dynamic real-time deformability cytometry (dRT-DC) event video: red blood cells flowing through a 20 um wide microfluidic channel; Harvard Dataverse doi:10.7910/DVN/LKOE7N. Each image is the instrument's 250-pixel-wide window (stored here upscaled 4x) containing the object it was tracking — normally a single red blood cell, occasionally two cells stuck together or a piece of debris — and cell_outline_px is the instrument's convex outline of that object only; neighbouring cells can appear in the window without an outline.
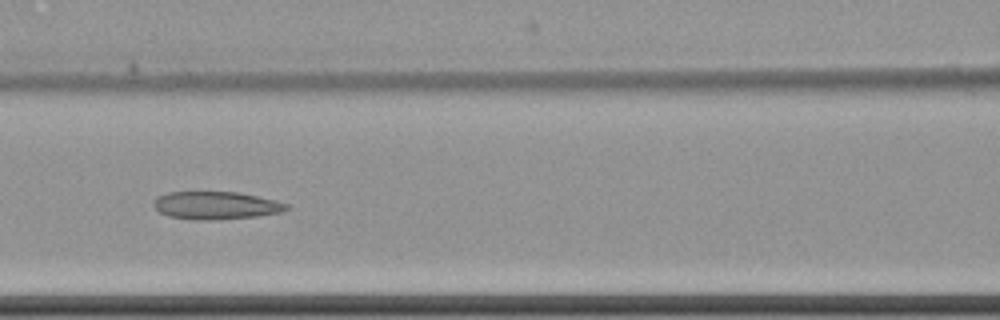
{"species": "common noctule bat (a hibernating species)", "species_latin": "Nyctalus noctula", "temperature_condition": "cold", "stored_images_in_passage": 10, "camera_frame_rate_fps": 3000, "um_per_image_px": 0.085, "animal": {"sex": "female", "body_mass_g": 22.7, "forearm_length_mm": 54.2}, "frame": {"image": 1, "passage_image": 7, "time_ms": 7.333, "image_size_px": [1000, 320], "cell_outline_px": [[288, 208], [280, 212], [256, 216], [212, 220], [192, 220], [168, 216], [160, 212], [152, 204], [160, 196], [168, 192], [240, 192], [276, 200], [288, 204]], "centroid_in_image_um": [18.36, 17.46], "position_along_channel_um": 148.2, "area_um2": 21.39}}
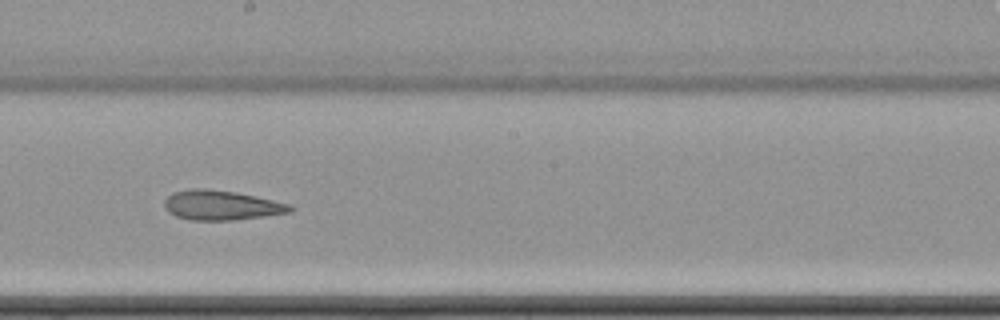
{"frame": {"image": 2, "passage_image": 9, "time_ms": 9.667, "image_size_px": [1000, 320], "cell_outline_px": [[296, 208], [292, 212], [264, 216], [232, 220], [192, 220], [176, 216], [168, 212], [164, 208], [164, 200], [172, 192], [192, 188], [208, 188], [236, 192], [292, 204]], "centroid_in_image_um": [18.82, 17.44], "position_along_channel_um": 229.4, "area_um2": 21.96}}
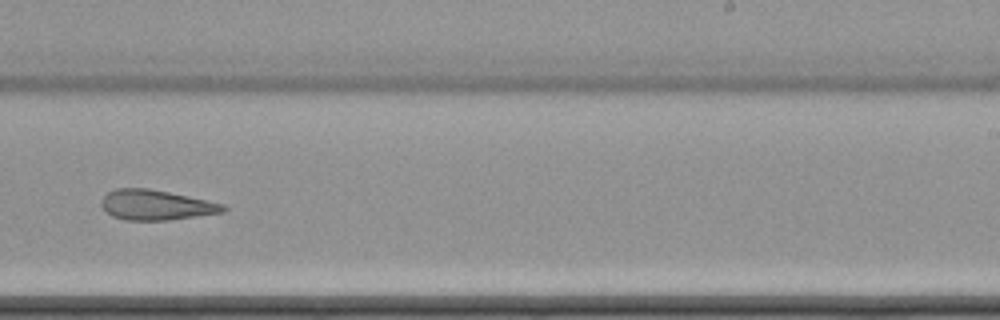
{"frame": {"image": 3, "passage_image": 10, "time_ms": 11.0, "image_size_px": [1000, 320], "cell_outline_px": [[228, 208], [224, 212], [168, 220], [124, 220], [112, 216], [100, 204], [100, 200], [108, 192], [116, 188], [148, 188], [188, 196], [224, 204]], "centroid_in_image_um": [13.25, 17.42], "position_along_channel_um": 275.8, "area_um2": 21.27}}